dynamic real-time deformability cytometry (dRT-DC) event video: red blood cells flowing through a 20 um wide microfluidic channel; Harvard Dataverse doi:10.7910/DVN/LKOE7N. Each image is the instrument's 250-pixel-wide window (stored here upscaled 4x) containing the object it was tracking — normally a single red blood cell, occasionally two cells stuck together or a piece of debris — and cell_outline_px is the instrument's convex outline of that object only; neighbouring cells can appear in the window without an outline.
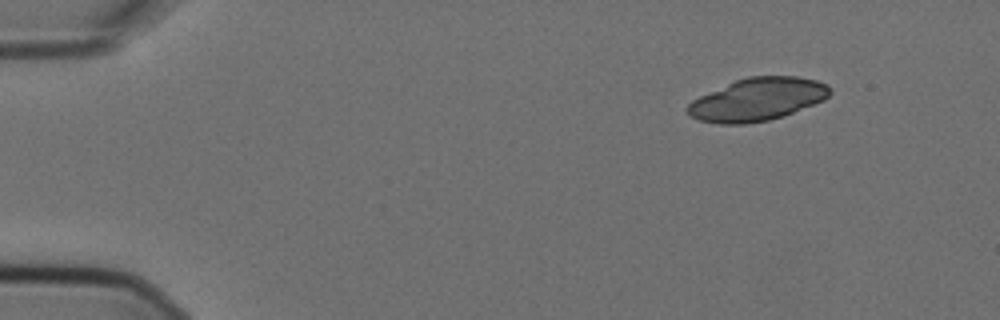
{"species": "Egyptian fruit bat (a non-hibernating species)", "species_latin": "Rousettus aegyptiacus", "temperature_condition": "cold", "stored_images_in_passage": 6, "segment_of_instrument_passage": [2, 2], "camera_frame_rate_fps": 3000, "um_per_image_px": 0.085, "animal": {"sex": "female"}, "frame": {"image": 1, "passage_image": 6, "time_ms": 1.667, "image_size_px": [1000, 320], "cell_outline_px": [[832, 92], [824, 100], [784, 116], [768, 120], [744, 124], [720, 124], [700, 120], [692, 116], [684, 108], [692, 100], [700, 96], [736, 80], [748, 76], [796, 76], [816, 80], [828, 84], [832, 88]], "centroid_in_image_um": [64.41, 8.45], "position_along_channel_um": 20.6, "area_um2": 35.43}}